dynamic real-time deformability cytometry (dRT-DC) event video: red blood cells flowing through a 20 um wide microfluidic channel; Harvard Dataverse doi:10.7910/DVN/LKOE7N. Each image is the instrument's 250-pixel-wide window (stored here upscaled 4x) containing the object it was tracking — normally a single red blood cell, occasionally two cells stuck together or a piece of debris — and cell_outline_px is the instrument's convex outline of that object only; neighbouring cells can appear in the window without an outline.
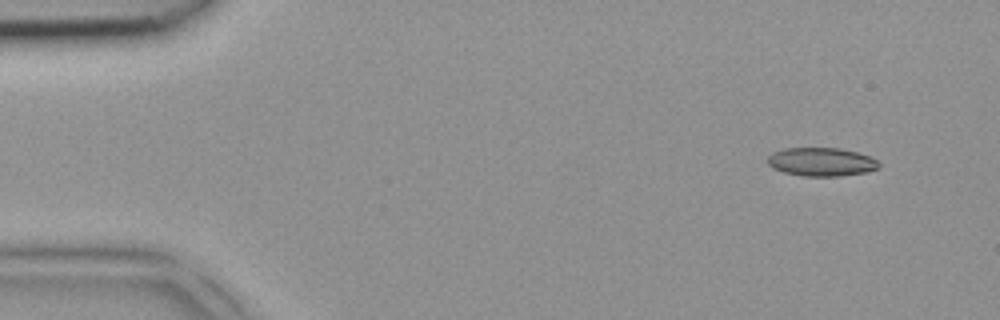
{"species": "common noctule bat (a hibernating species)", "species_latin": "Nyctalus noctula", "temperature_condition": "room temperature", "stored_images_in_passage": 6, "camera_frame_rate_fps": 3000, "um_per_image_px": 0.085, "animal": {"sex": "female", "body_mass_g": 18.4}, "frame": {"image": 1, "passage_image": 1, "time_ms": 0.0, "image_size_px": [1000, 320], "cell_outline_px": [[880, 168], [868, 172], [840, 176], [800, 176], [784, 172], [772, 168], [768, 164], [768, 156], [772, 152], [784, 148], [840, 148], [856, 152], [868, 156], [876, 160], [880, 164]], "centroid_in_image_um": [69.81, 13.76], "position_along_channel_um": 15.2, "area_um2": 18.61}}
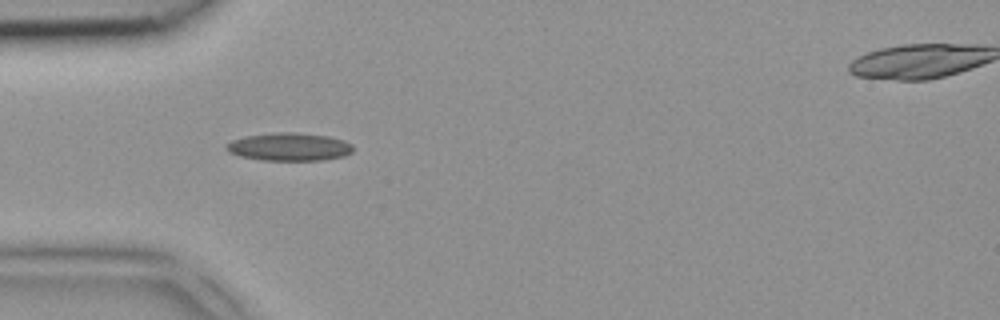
{"frame": {"image": 2, "passage_image": 4, "time_ms": 1.0, "image_size_px": [1000, 320], "cell_outline_px": [[352, 152], [344, 156], [324, 160], [264, 160], [240, 156], [228, 152], [224, 148], [224, 144], [232, 140], [244, 136], [276, 132], [296, 132], [328, 136], [344, 140], [352, 144]], "centroid_in_image_um": [24.56, 12.47], "position_along_channel_um": 60.4, "area_um2": 20.81}}
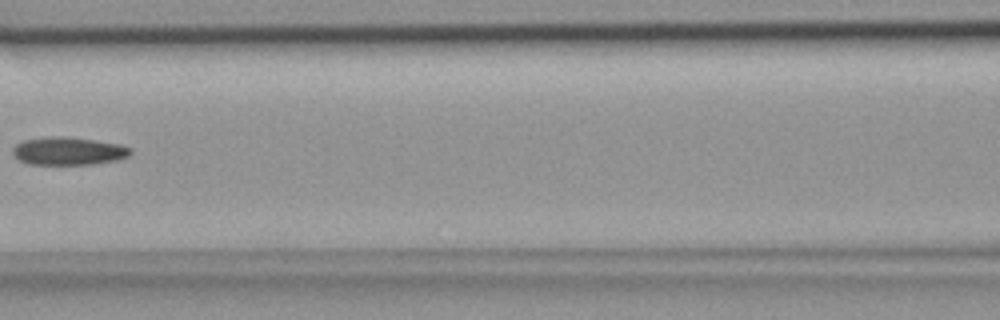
{"frame": {"image": 3, "passage_image": 6, "time_ms": 1.667, "image_size_px": [1000, 320], "cell_outline_px": [[132, 152], [128, 156], [116, 160], [92, 164], [28, 164], [20, 160], [12, 152], [12, 148], [16, 144], [24, 140], [52, 136], [60, 136], [92, 140], [120, 144], [132, 148]], "centroid_in_image_um": [5.82, 12.84], "position_along_channel_um": 160.8, "area_um2": 18.96}}